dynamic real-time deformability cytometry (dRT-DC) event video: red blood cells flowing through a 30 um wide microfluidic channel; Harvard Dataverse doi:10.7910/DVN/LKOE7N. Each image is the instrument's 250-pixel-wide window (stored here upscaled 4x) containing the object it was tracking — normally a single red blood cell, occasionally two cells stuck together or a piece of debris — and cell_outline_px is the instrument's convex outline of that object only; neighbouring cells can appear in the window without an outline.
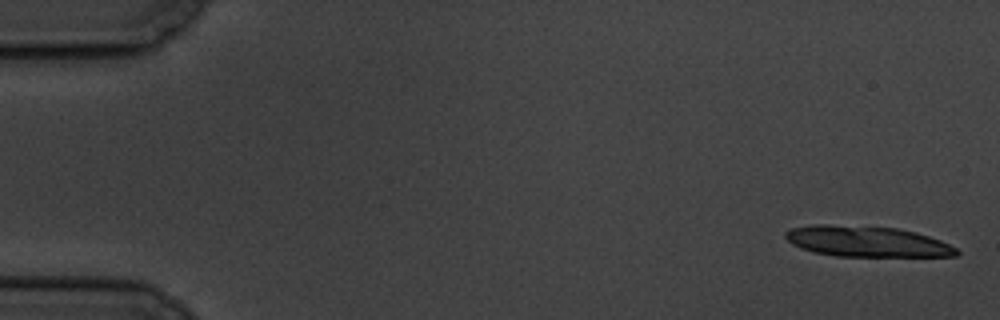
{"species": "common noctule bat (a hibernating species)", "species_latin": "Nyctalus noctula", "temperature_condition": "cold", "stored_images_in_passage": 6, "camera_frame_rate_fps": 3000, "um_per_image_px": 0.085, "animal": {"sex": "male", "body_mass_g": 19.5, "forearm_length_mm": 54.6}, "frame": {"image": 1, "passage_image": 1, "time_ms": 0.0, "image_size_px": [1000, 320], "cell_outline_px": [[960, 252], [956, 256], [836, 256], [816, 252], [800, 248], [792, 244], [784, 236], [784, 232], [792, 228], [812, 224], [828, 224], [896, 228], [916, 232], [940, 240], [956, 248]], "centroid_in_image_um": [73.66, 20.52], "position_along_channel_um": 11.3, "area_um2": 30.52}}